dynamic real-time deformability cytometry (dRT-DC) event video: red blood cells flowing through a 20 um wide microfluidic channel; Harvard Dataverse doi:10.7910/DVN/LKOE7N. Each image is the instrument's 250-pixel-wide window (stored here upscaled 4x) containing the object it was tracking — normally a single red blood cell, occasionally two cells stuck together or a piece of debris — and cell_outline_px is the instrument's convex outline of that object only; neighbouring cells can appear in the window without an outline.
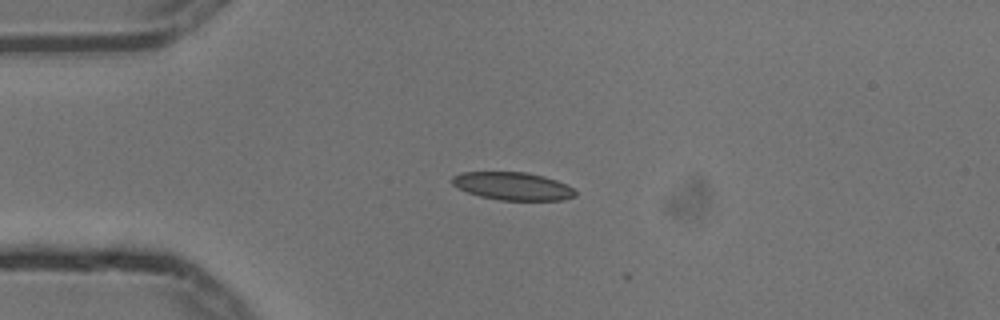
{"species": "common noctule bat (a hibernating species)", "species_latin": "Nyctalus noctula", "temperature_condition": "cold", "stored_images_in_passage": 4, "camera_frame_rate_fps": 3000, "um_per_image_px": 0.085, "animal": {"sex": "male", "body_mass_g": 13.3}, "frame": {"image": 1, "passage_image": 3, "time_ms": 0.667, "image_size_px": [1000, 320], "cell_outline_px": [[576, 196], [564, 200], [500, 200], [480, 196], [468, 192], [452, 184], [452, 176], [464, 172], [528, 172], [544, 176], [556, 180], [572, 188], [576, 192]], "centroid_in_image_um": [43.6, 15.82], "position_along_channel_um": 41.4, "area_um2": 19.88}}